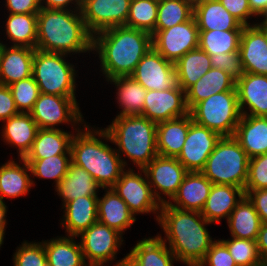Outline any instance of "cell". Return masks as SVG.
I'll return each instance as SVG.
<instances>
[{
    "label": "cell",
    "instance_id": "obj_21",
    "mask_svg": "<svg viewBox=\"0 0 267 266\" xmlns=\"http://www.w3.org/2000/svg\"><path fill=\"white\" fill-rule=\"evenodd\" d=\"M176 262L173 252L156 235L137 241L126 254L123 266H174Z\"/></svg>",
    "mask_w": 267,
    "mask_h": 266
},
{
    "label": "cell",
    "instance_id": "obj_26",
    "mask_svg": "<svg viewBox=\"0 0 267 266\" xmlns=\"http://www.w3.org/2000/svg\"><path fill=\"white\" fill-rule=\"evenodd\" d=\"M245 196L243 188L232 185L213 184L210 194L201 210L202 216L210 223L226 221L237 204Z\"/></svg>",
    "mask_w": 267,
    "mask_h": 266
},
{
    "label": "cell",
    "instance_id": "obj_54",
    "mask_svg": "<svg viewBox=\"0 0 267 266\" xmlns=\"http://www.w3.org/2000/svg\"><path fill=\"white\" fill-rule=\"evenodd\" d=\"M256 244L260 257L264 263H267V223H262Z\"/></svg>",
    "mask_w": 267,
    "mask_h": 266
},
{
    "label": "cell",
    "instance_id": "obj_60",
    "mask_svg": "<svg viewBox=\"0 0 267 266\" xmlns=\"http://www.w3.org/2000/svg\"><path fill=\"white\" fill-rule=\"evenodd\" d=\"M265 31H266V35H267V27H262Z\"/></svg>",
    "mask_w": 267,
    "mask_h": 266
},
{
    "label": "cell",
    "instance_id": "obj_41",
    "mask_svg": "<svg viewBox=\"0 0 267 266\" xmlns=\"http://www.w3.org/2000/svg\"><path fill=\"white\" fill-rule=\"evenodd\" d=\"M30 166L31 176L38 179L54 180L56 186L67 174L71 154L50 156L44 159H24Z\"/></svg>",
    "mask_w": 267,
    "mask_h": 266
},
{
    "label": "cell",
    "instance_id": "obj_6",
    "mask_svg": "<svg viewBox=\"0 0 267 266\" xmlns=\"http://www.w3.org/2000/svg\"><path fill=\"white\" fill-rule=\"evenodd\" d=\"M249 157L233 136H222L201 173L213 184L245 188Z\"/></svg>",
    "mask_w": 267,
    "mask_h": 266
},
{
    "label": "cell",
    "instance_id": "obj_1",
    "mask_svg": "<svg viewBox=\"0 0 267 266\" xmlns=\"http://www.w3.org/2000/svg\"><path fill=\"white\" fill-rule=\"evenodd\" d=\"M158 224L164 238L157 234L186 266H198L216 241L210 235L208 222L199 211L180 210L168 203L161 204Z\"/></svg>",
    "mask_w": 267,
    "mask_h": 266
},
{
    "label": "cell",
    "instance_id": "obj_44",
    "mask_svg": "<svg viewBox=\"0 0 267 266\" xmlns=\"http://www.w3.org/2000/svg\"><path fill=\"white\" fill-rule=\"evenodd\" d=\"M15 106L19 112L29 113L40 94L39 87L32 76L9 85Z\"/></svg>",
    "mask_w": 267,
    "mask_h": 266
},
{
    "label": "cell",
    "instance_id": "obj_50",
    "mask_svg": "<svg viewBox=\"0 0 267 266\" xmlns=\"http://www.w3.org/2000/svg\"><path fill=\"white\" fill-rule=\"evenodd\" d=\"M4 10L12 14H38L41 9L39 0H5Z\"/></svg>",
    "mask_w": 267,
    "mask_h": 266
},
{
    "label": "cell",
    "instance_id": "obj_9",
    "mask_svg": "<svg viewBox=\"0 0 267 266\" xmlns=\"http://www.w3.org/2000/svg\"><path fill=\"white\" fill-rule=\"evenodd\" d=\"M79 105L76 98L40 93L29 113L39 129H58L60 124H68L78 131L86 123Z\"/></svg>",
    "mask_w": 267,
    "mask_h": 266
},
{
    "label": "cell",
    "instance_id": "obj_32",
    "mask_svg": "<svg viewBox=\"0 0 267 266\" xmlns=\"http://www.w3.org/2000/svg\"><path fill=\"white\" fill-rule=\"evenodd\" d=\"M236 88V80L225 71L211 68L186 91V105L190 111L197 103L208 97Z\"/></svg>",
    "mask_w": 267,
    "mask_h": 266
},
{
    "label": "cell",
    "instance_id": "obj_55",
    "mask_svg": "<svg viewBox=\"0 0 267 266\" xmlns=\"http://www.w3.org/2000/svg\"><path fill=\"white\" fill-rule=\"evenodd\" d=\"M248 1L252 13L257 17L259 16L260 18L267 9V0H248Z\"/></svg>",
    "mask_w": 267,
    "mask_h": 266
},
{
    "label": "cell",
    "instance_id": "obj_19",
    "mask_svg": "<svg viewBox=\"0 0 267 266\" xmlns=\"http://www.w3.org/2000/svg\"><path fill=\"white\" fill-rule=\"evenodd\" d=\"M236 89L241 115L267 117L266 75L245 72L236 81Z\"/></svg>",
    "mask_w": 267,
    "mask_h": 266
},
{
    "label": "cell",
    "instance_id": "obj_37",
    "mask_svg": "<svg viewBox=\"0 0 267 266\" xmlns=\"http://www.w3.org/2000/svg\"><path fill=\"white\" fill-rule=\"evenodd\" d=\"M174 65L177 84L184 91L212 68L210 55L199 47L187 52Z\"/></svg>",
    "mask_w": 267,
    "mask_h": 266
},
{
    "label": "cell",
    "instance_id": "obj_49",
    "mask_svg": "<svg viewBox=\"0 0 267 266\" xmlns=\"http://www.w3.org/2000/svg\"><path fill=\"white\" fill-rule=\"evenodd\" d=\"M223 7L230 12L243 26H250L257 24L253 21L250 23L249 19L254 16L251 11L248 0H219Z\"/></svg>",
    "mask_w": 267,
    "mask_h": 266
},
{
    "label": "cell",
    "instance_id": "obj_2",
    "mask_svg": "<svg viewBox=\"0 0 267 266\" xmlns=\"http://www.w3.org/2000/svg\"><path fill=\"white\" fill-rule=\"evenodd\" d=\"M151 47L150 33L117 26L93 36L92 53L98 54L101 76L107 81L114 77L130 76Z\"/></svg>",
    "mask_w": 267,
    "mask_h": 266
},
{
    "label": "cell",
    "instance_id": "obj_5",
    "mask_svg": "<svg viewBox=\"0 0 267 266\" xmlns=\"http://www.w3.org/2000/svg\"><path fill=\"white\" fill-rule=\"evenodd\" d=\"M104 129L111 138L110 143L116 146L125 168L130 165L127 164L126 157L137 169H144L158 155L157 123L144 116L115 117Z\"/></svg>",
    "mask_w": 267,
    "mask_h": 266
},
{
    "label": "cell",
    "instance_id": "obj_38",
    "mask_svg": "<svg viewBox=\"0 0 267 266\" xmlns=\"http://www.w3.org/2000/svg\"><path fill=\"white\" fill-rule=\"evenodd\" d=\"M5 21L4 34L9 43L13 42L11 46L36 49L37 14L9 13Z\"/></svg>",
    "mask_w": 267,
    "mask_h": 266
},
{
    "label": "cell",
    "instance_id": "obj_35",
    "mask_svg": "<svg viewBox=\"0 0 267 266\" xmlns=\"http://www.w3.org/2000/svg\"><path fill=\"white\" fill-rule=\"evenodd\" d=\"M116 87L119 116L142 115L147 90L131 76H119L107 80Z\"/></svg>",
    "mask_w": 267,
    "mask_h": 266
},
{
    "label": "cell",
    "instance_id": "obj_51",
    "mask_svg": "<svg viewBox=\"0 0 267 266\" xmlns=\"http://www.w3.org/2000/svg\"><path fill=\"white\" fill-rule=\"evenodd\" d=\"M18 113L9 86L0 84V121L9 119Z\"/></svg>",
    "mask_w": 267,
    "mask_h": 266
},
{
    "label": "cell",
    "instance_id": "obj_28",
    "mask_svg": "<svg viewBox=\"0 0 267 266\" xmlns=\"http://www.w3.org/2000/svg\"><path fill=\"white\" fill-rule=\"evenodd\" d=\"M199 31L243 30V25L219 0H194L193 14Z\"/></svg>",
    "mask_w": 267,
    "mask_h": 266
},
{
    "label": "cell",
    "instance_id": "obj_8",
    "mask_svg": "<svg viewBox=\"0 0 267 266\" xmlns=\"http://www.w3.org/2000/svg\"><path fill=\"white\" fill-rule=\"evenodd\" d=\"M189 113L195 123L221 136H233L242 116L237 89L214 94L197 103Z\"/></svg>",
    "mask_w": 267,
    "mask_h": 266
},
{
    "label": "cell",
    "instance_id": "obj_10",
    "mask_svg": "<svg viewBox=\"0 0 267 266\" xmlns=\"http://www.w3.org/2000/svg\"><path fill=\"white\" fill-rule=\"evenodd\" d=\"M78 237L88 266H108L107 263H113L117 259L119 248L125 243L121 233L98 221Z\"/></svg>",
    "mask_w": 267,
    "mask_h": 266
},
{
    "label": "cell",
    "instance_id": "obj_20",
    "mask_svg": "<svg viewBox=\"0 0 267 266\" xmlns=\"http://www.w3.org/2000/svg\"><path fill=\"white\" fill-rule=\"evenodd\" d=\"M0 43V84L9 86L32 76L35 49L10 46L8 43L4 44L3 41Z\"/></svg>",
    "mask_w": 267,
    "mask_h": 266
},
{
    "label": "cell",
    "instance_id": "obj_3",
    "mask_svg": "<svg viewBox=\"0 0 267 266\" xmlns=\"http://www.w3.org/2000/svg\"><path fill=\"white\" fill-rule=\"evenodd\" d=\"M93 36L81 10L42 8L37 14L36 49L65 55L92 52Z\"/></svg>",
    "mask_w": 267,
    "mask_h": 266
},
{
    "label": "cell",
    "instance_id": "obj_57",
    "mask_svg": "<svg viewBox=\"0 0 267 266\" xmlns=\"http://www.w3.org/2000/svg\"><path fill=\"white\" fill-rule=\"evenodd\" d=\"M262 18H264L260 23L257 22V24L261 27H267V9L266 11L262 14L261 16Z\"/></svg>",
    "mask_w": 267,
    "mask_h": 266
},
{
    "label": "cell",
    "instance_id": "obj_39",
    "mask_svg": "<svg viewBox=\"0 0 267 266\" xmlns=\"http://www.w3.org/2000/svg\"><path fill=\"white\" fill-rule=\"evenodd\" d=\"M242 31H199L198 47L209 55L238 52Z\"/></svg>",
    "mask_w": 267,
    "mask_h": 266
},
{
    "label": "cell",
    "instance_id": "obj_17",
    "mask_svg": "<svg viewBox=\"0 0 267 266\" xmlns=\"http://www.w3.org/2000/svg\"><path fill=\"white\" fill-rule=\"evenodd\" d=\"M189 114L185 91L176 84L169 90H149L145 96L142 115L155 123Z\"/></svg>",
    "mask_w": 267,
    "mask_h": 266
},
{
    "label": "cell",
    "instance_id": "obj_23",
    "mask_svg": "<svg viewBox=\"0 0 267 266\" xmlns=\"http://www.w3.org/2000/svg\"><path fill=\"white\" fill-rule=\"evenodd\" d=\"M212 185L213 183L201 172H188L177 193L167 203L180 210L201 212Z\"/></svg>",
    "mask_w": 267,
    "mask_h": 266
},
{
    "label": "cell",
    "instance_id": "obj_47",
    "mask_svg": "<svg viewBox=\"0 0 267 266\" xmlns=\"http://www.w3.org/2000/svg\"><path fill=\"white\" fill-rule=\"evenodd\" d=\"M212 68L225 71L236 81L245 73L239 52L210 55Z\"/></svg>",
    "mask_w": 267,
    "mask_h": 266
},
{
    "label": "cell",
    "instance_id": "obj_34",
    "mask_svg": "<svg viewBox=\"0 0 267 266\" xmlns=\"http://www.w3.org/2000/svg\"><path fill=\"white\" fill-rule=\"evenodd\" d=\"M76 236H56L42 240L48 266H88L84 260L80 243Z\"/></svg>",
    "mask_w": 267,
    "mask_h": 266
},
{
    "label": "cell",
    "instance_id": "obj_24",
    "mask_svg": "<svg viewBox=\"0 0 267 266\" xmlns=\"http://www.w3.org/2000/svg\"><path fill=\"white\" fill-rule=\"evenodd\" d=\"M30 174V166L23 158H18V162L12 158L2 164L0 166V201L5 202L6 198L15 199L28 194L35 185Z\"/></svg>",
    "mask_w": 267,
    "mask_h": 266
},
{
    "label": "cell",
    "instance_id": "obj_36",
    "mask_svg": "<svg viewBox=\"0 0 267 266\" xmlns=\"http://www.w3.org/2000/svg\"><path fill=\"white\" fill-rule=\"evenodd\" d=\"M227 224L231 237L256 241L262 221L253 204L244 196L228 217Z\"/></svg>",
    "mask_w": 267,
    "mask_h": 266
},
{
    "label": "cell",
    "instance_id": "obj_52",
    "mask_svg": "<svg viewBox=\"0 0 267 266\" xmlns=\"http://www.w3.org/2000/svg\"><path fill=\"white\" fill-rule=\"evenodd\" d=\"M245 196L253 204L262 223H267V189L244 190Z\"/></svg>",
    "mask_w": 267,
    "mask_h": 266
},
{
    "label": "cell",
    "instance_id": "obj_16",
    "mask_svg": "<svg viewBox=\"0 0 267 266\" xmlns=\"http://www.w3.org/2000/svg\"><path fill=\"white\" fill-rule=\"evenodd\" d=\"M130 76L147 91H165L177 84L174 63L166 60L153 47L142 57Z\"/></svg>",
    "mask_w": 267,
    "mask_h": 266
},
{
    "label": "cell",
    "instance_id": "obj_53",
    "mask_svg": "<svg viewBox=\"0 0 267 266\" xmlns=\"http://www.w3.org/2000/svg\"><path fill=\"white\" fill-rule=\"evenodd\" d=\"M39 2L42 8L48 9L81 10L82 8L80 0H39Z\"/></svg>",
    "mask_w": 267,
    "mask_h": 266
},
{
    "label": "cell",
    "instance_id": "obj_29",
    "mask_svg": "<svg viewBox=\"0 0 267 266\" xmlns=\"http://www.w3.org/2000/svg\"><path fill=\"white\" fill-rule=\"evenodd\" d=\"M233 137L249 158L267 153V117L242 115Z\"/></svg>",
    "mask_w": 267,
    "mask_h": 266
},
{
    "label": "cell",
    "instance_id": "obj_18",
    "mask_svg": "<svg viewBox=\"0 0 267 266\" xmlns=\"http://www.w3.org/2000/svg\"><path fill=\"white\" fill-rule=\"evenodd\" d=\"M238 52L244 72L267 76V35L261 26L243 27Z\"/></svg>",
    "mask_w": 267,
    "mask_h": 266
},
{
    "label": "cell",
    "instance_id": "obj_14",
    "mask_svg": "<svg viewBox=\"0 0 267 266\" xmlns=\"http://www.w3.org/2000/svg\"><path fill=\"white\" fill-rule=\"evenodd\" d=\"M131 0H85L81 13L89 33L95 34L117 26H125Z\"/></svg>",
    "mask_w": 267,
    "mask_h": 266
},
{
    "label": "cell",
    "instance_id": "obj_31",
    "mask_svg": "<svg viewBox=\"0 0 267 266\" xmlns=\"http://www.w3.org/2000/svg\"><path fill=\"white\" fill-rule=\"evenodd\" d=\"M102 187L84 169L74 163H70L68 172L55 186L57 195L62 199V206L72 200L84 196H98Z\"/></svg>",
    "mask_w": 267,
    "mask_h": 266
},
{
    "label": "cell",
    "instance_id": "obj_33",
    "mask_svg": "<svg viewBox=\"0 0 267 266\" xmlns=\"http://www.w3.org/2000/svg\"><path fill=\"white\" fill-rule=\"evenodd\" d=\"M72 133L60 129H38L31 150L23 159H44L50 156L71 154Z\"/></svg>",
    "mask_w": 267,
    "mask_h": 266
},
{
    "label": "cell",
    "instance_id": "obj_12",
    "mask_svg": "<svg viewBox=\"0 0 267 266\" xmlns=\"http://www.w3.org/2000/svg\"><path fill=\"white\" fill-rule=\"evenodd\" d=\"M199 30L194 16L171 28L154 31L152 47L166 60L176 63L187 52L198 48Z\"/></svg>",
    "mask_w": 267,
    "mask_h": 266
},
{
    "label": "cell",
    "instance_id": "obj_59",
    "mask_svg": "<svg viewBox=\"0 0 267 266\" xmlns=\"http://www.w3.org/2000/svg\"><path fill=\"white\" fill-rule=\"evenodd\" d=\"M125 257L126 256H124V258H122L121 260H119L118 262H116L115 265H113V266H123Z\"/></svg>",
    "mask_w": 267,
    "mask_h": 266
},
{
    "label": "cell",
    "instance_id": "obj_11",
    "mask_svg": "<svg viewBox=\"0 0 267 266\" xmlns=\"http://www.w3.org/2000/svg\"><path fill=\"white\" fill-rule=\"evenodd\" d=\"M134 171L133 167L132 169L126 168L112 188L127 204L135 217L138 214L153 213L156 214L154 219L158 221L161 204L154 197L144 170Z\"/></svg>",
    "mask_w": 267,
    "mask_h": 266
},
{
    "label": "cell",
    "instance_id": "obj_13",
    "mask_svg": "<svg viewBox=\"0 0 267 266\" xmlns=\"http://www.w3.org/2000/svg\"><path fill=\"white\" fill-rule=\"evenodd\" d=\"M143 170L153 195L160 204L167 203L173 198L188 173L176 157L161 155H157Z\"/></svg>",
    "mask_w": 267,
    "mask_h": 266
},
{
    "label": "cell",
    "instance_id": "obj_46",
    "mask_svg": "<svg viewBox=\"0 0 267 266\" xmlns=\"http://www.w3.org/2000/svg\"><path fill=\"white\" fill-rule=\"evenodd\" d=\"M267 189V153L249 159L248 179L244 190Z\"/></svg>",
    "mask_w": 267,
    "mask_h": 266
},
{
    "label": "cell",
    "instance_id": "obj_4",
    "mask_svg": "<svg viewBox=\"0 0 267 266\" xmlns=\"http://www.w3.org/2000/svg\"><path fill=\"white\" fill-rule=\"evenodd\" d=\"M82 127L71 141V161L84 168L102 188H112L126 169L121 157L108 144L111 138L104 128L87 123Z\"/></svg>",
    "mask_w": 267,
    "mask_h": 266
},
{
    "label": "cell",
    "instance_id": "obj_43",
    "mask_svg": "<svg viewBox=\"0 0 267 266\" xmlns=\"http://www.w3.org/2000/svg\"><path fill=\"white\" fill-rule=\"evenodd\" d=\"M219 240L227 247L237 266H263L255 240L234 237Z\"/></svg>",
    "mask_w": 267,
    "mask_h": 266
},
{
    "label": "cell",
    "instance_id": "obj_58",
    "mask_svg": "<svg viewBox=\"0 0 267 266\" xmlns=\"http://www.w3.org/2000/svg\"><path fill=\"white\" fill-rule=\"evenodd\" d=\"M5 230H0V248L4 244V236H5Z\"/></svg>",
    "mask_w": 267,
    "mask_h": 266
},
{
    "label": "cell",
    "instance_id": "obj_42",
    "mask_svg": "<svg viewBox=\"0 0 267 266\" xmlns=\"http://www.w3.org/2000/svg\"><path fill=\"white\" fill-rule=\"evenodd\" d=\"M159 0H131L125 26L150 33L155 31Z\"/></svg>",
    "mask_w": 267,
    "mask_h": 266
},
{
    "label": "cell",
    "instance_id": "obj_45",
    "mask_svg": "<svg viewBox=\"0 0 267 266\" xmlns=\"http://www.w3.org/2000/svg\"><path fill=\"white\" fill-rule=\"evenodd\" d=\"M15 251L12 258L13 266H48L43 241L24 240Z\"/></svg>",
    "mask_w": 267,
    "mask_h": 266
},
{
    "label": "cell",
    "instance_id": "obj_25",
    "mask_svg": "<svg viewBox=\"0 0 267 266\" xmlns=\"http://www.w3.org/2000/svg\"><path fill=\"white\" fill-rule=\"evenodd\" d=\"M3 122L1 140L17 149L18 158H24L31 150L38 131L37 123L30 113L19 112ZM5 123V124H4ZM3 138V139H2Z\"/></svg>",
    "mask_w": 267,
    "mask_h": 266
},
{
    "label": "cell",
    "instance_id": "obj_27",
    "mask_svg": "<svg viewBox=\"0 0 267 266\" xmlns=\"http://www.w3.org/2000/svg\"><path fill=\"white\" fill-rule=\"evenodd\" d=\"M103 197L98 196V222L118 231L122 235L136 221L135 215L113 188H102Z\"/></svg>",
    "mask_w": 267,
    "mask_h": 266
},
{
    "label": "cell",
    "instance_id": "obj_48",
    "mask_svg": "<svg viewBox=\"0 0 267 266\" xmlns=\"http://www.w3.org/2000/svg\"><path fill=\"white\" fill-rule=\"evenodd\" d=\"M198 266H237L227 247L218 239L207 251Z\"/></svg>",
    "mask_w": 267,
    "mask_h": 266
},
{
    "label": "cell",
    "instance_id": "obj_30",
    "mask_svg": "<svg viewBox=\"0 0 267 266\" xmlns=\"http://www.w3.org/2000/svg\"><path fill=\"white\" fill-rule=\"evenodd\" d=\"M191 114L157 123V152L164 157H177L185 143Z\"/></svg>",
    "mask_w": 267,
    "mask_h": 266
},
{
    "label": "cell",
    "instance_id": "obj_56",
    "mask_svg": "<svg viewBox=\"0 0 267 266\" xmlns=\"http://www.w3.org/2000/svg\"><path fill=\"white\" fill-rule=\"evenodd\" d=\"M8 206L5 202L0 201V230H6L7 228V210Z\"/></svg>",
    "mask_w": 267,
    "mask_h": 266
},
{
    "label": "cell",
    "instance_id": "obj_7",
    "mask_svg": "<svg viewBox=\"0 0 267 266\" xmlns=\"http://www.w3.org/2000/svg\"><path fill=\"white\" fill-rule=\"evenodd\" d=\"M68 55L34 51L32 75L40 93L76 98V63L68 62ZM66 58V59H65Z\"/></svg>",
    "mask_w": 267,
    "mask_h": 266
},
{
    "label": "cell",
    "instance_id": "obj_22",
    "mask_svg": "<svg viewBox=\"0 0 267 266\" xmlns=\"http://www.w3.org/2000/svg\"><path fill=\"white\" fill-rule=\"evenodd\" d=\"M98 196H84L63 205L61 228L66 236H78L98 221Z\"/></svg>",
    "mask_w": 267,
    "mask_h": 266
},
{
    "label": "cell",
    "instance_id": "obj_40",
    "mask_svg": "<svg viewBox=\"0 0 267 266\" xmlns=\"http://www.w3.org/2000/svg\"><path fill=\"white\" fill-rule=\"evenodd\" d=\"M194 14V0H159L155 31L189 21Z\"/></svg>",
    "mask_w": 267,
    "mask_h": 266
},
{
    "label": "cell",
    "instance_id": "obj_15",
    "mask_svg": "<svg viewBox=\"0 0 267 266\" xmlns=\"http://www.w3.org/2000/svg\"><path fill=\"white\" fill-rule=\"evenodd\" d=\"M221 137L219 133L193 121L183 148L176 158L188 172H201Z\"/></svg>",
    "mask_w": 267,
    "mask_h": 266
}]
</instances>
